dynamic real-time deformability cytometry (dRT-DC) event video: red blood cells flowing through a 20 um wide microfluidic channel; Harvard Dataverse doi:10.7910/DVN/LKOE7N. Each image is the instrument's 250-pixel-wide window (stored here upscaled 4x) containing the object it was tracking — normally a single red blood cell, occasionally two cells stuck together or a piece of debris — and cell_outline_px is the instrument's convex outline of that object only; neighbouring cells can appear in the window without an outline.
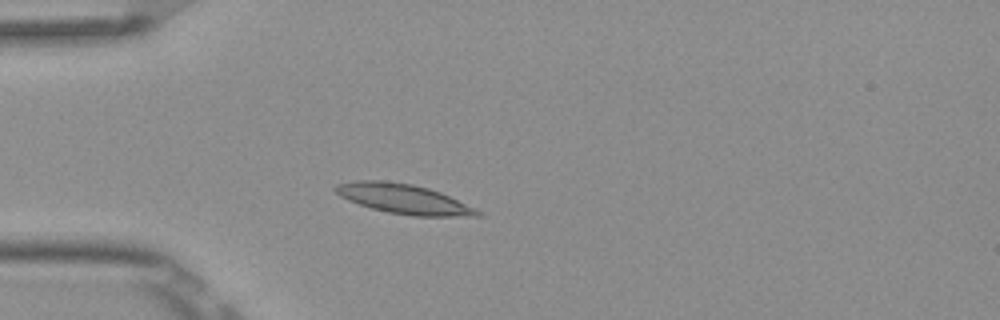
{"species": "Egyptian fruit bat (a non-hibernating species)", "species_latin": "Rousettus aegyptiacus", "temperature_condition": "room temperature", "stored_images_in_passage": 3, "camera_frame_rate_fps": 3000, "um_per_image_px": 0.085, "frame": {"image": 1, "passage_image": 2, "time_ms": 0.333, "image_size_px": [1000, 320], "cell_outline_px": [[484, 216], [412, 216], [388, 212], [372, 208], [348, 200], [340, 196], [332, 188], [336, 184], [356, 180], [384, 180], [412, 184], [428, 188], [440, 192], [484, 212]], "centroid_in_image_um": [34.32, 16.9], "position_along_channel_um": 50.7, "area_um2": 24.57}}